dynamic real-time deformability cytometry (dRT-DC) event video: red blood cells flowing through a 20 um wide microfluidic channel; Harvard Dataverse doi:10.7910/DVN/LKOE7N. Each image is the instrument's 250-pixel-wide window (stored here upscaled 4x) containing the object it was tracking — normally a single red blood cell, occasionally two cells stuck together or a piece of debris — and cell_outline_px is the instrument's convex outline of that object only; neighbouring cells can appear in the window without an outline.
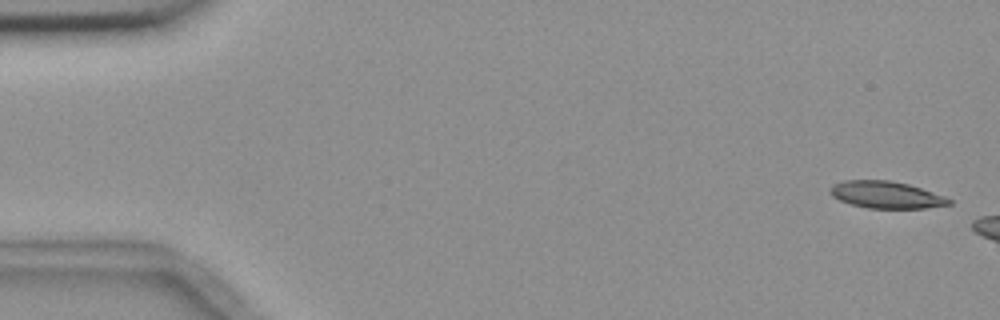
{"species": "common noctule bat (a hibernating species)", "species_latin": "Nyctalus noctula", "temperature_condition": "room temperature", "stored_images_in_passage": 4, "camera_frame_rate_fps": 3000, "um_per_image_px": 0.085, "animal": {"sex": "female", "body_mass_g": 18.4}, "frame": {"image": 1, "passage_image": 1, "time_ms": 0.0, "image_size_px": [1000, 320], "cell_outline_px": [[952, 204], [924, 208], [868, 208], [852, 204], [840, 200], [832, 196], [828, 192], [828, 188], [832, 184], [844, 180], [888, 180], [908, 184], [944, 196], [952, 200]], "centroid_in_image_um": [75.28, 16.55], "position_along_channel_um": 9.7, "area_um2": 18.67}}